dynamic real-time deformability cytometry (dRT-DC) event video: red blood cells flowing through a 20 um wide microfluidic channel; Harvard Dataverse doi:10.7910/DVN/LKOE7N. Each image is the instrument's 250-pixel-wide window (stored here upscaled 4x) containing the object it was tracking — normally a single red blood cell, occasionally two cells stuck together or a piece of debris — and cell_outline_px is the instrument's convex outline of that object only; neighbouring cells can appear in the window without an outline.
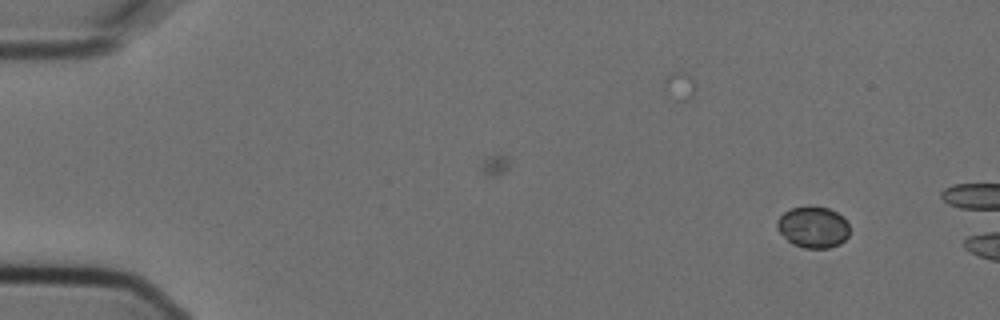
{"species": "Egyptian fruit bat (a non-hibernating species)", "species_latin": "Rousettus aegyptiacus", "temperature_condition": "cold", "stored_images_in_passage": 4, "camera_frame_rate_fps": 3000, "um_per_image_px": 0.085, "animal": {"sex": "female"}, "frame": {"image": 1, "passage_image": 1, "time_ms": 0.0, "image_size_px": [1000, 320], "cell_outline_px": [[848, 236], [840, 244], [828, 248], [804, 248], [792, 244], [776, 228], [776, 220], [784, 212], [792, 208], [808, 204], [812, 204], [828, 208], [836, 212], [848, 224]], "centroid_in_image_um": [69.08, 19.28], "position_along_channel_um": 15.9, "area_um2": 17.63}}